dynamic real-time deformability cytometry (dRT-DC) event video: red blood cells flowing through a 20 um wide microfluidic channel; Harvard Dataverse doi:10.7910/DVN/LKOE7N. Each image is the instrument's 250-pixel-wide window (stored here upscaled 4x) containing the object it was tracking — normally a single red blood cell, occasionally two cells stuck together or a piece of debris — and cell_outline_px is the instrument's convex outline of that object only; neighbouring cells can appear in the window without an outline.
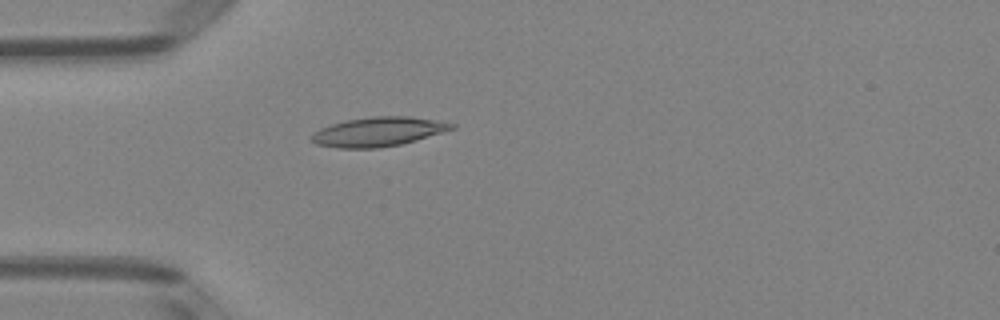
{"species": "Egyptian fruit bat (a non-hibernating species)", "species_latin": "Rousettus aegyptiacus", "temperature_condition": "room temperature", "stored_images_in_passage": 20, "camera_frame_rate_fps": 3000, "um_per_image_px": 0.085, "animal": {"sex": "female"}, "frame": {"image": 1, "passage_image": 15, "time_ms": 4.667, "image_size_px": [1000, 320], "cell_outline_px": [[456, 128], [400, 144], [376, 148], [340, 148], [316, 144], [312, 140], [312, 136], [320, 128], [332, 124], [348, 120], [372, 116], [408, 116], [456, 124]], "centroid_in_image_um": [32.14, 11.19], "position_along_channel_um": 52.9, "area_um2": 23.35}}
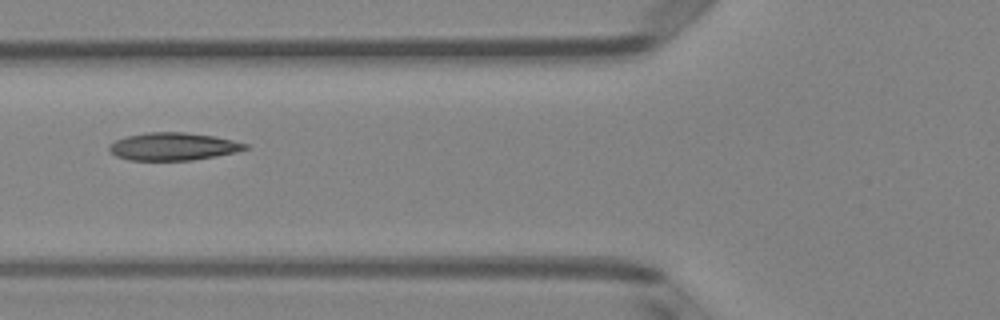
{"frame": {"image": 2, "passage_image": 20, "time_ms": 6.333, "image_size_px": [1000, 320], "cell_outline_px": [[248, 148], [236, 152], [216, 156], [192, 160], [128, 160], [116, 156], [108, 148], [108, 144], [116, 140], [128, 136], [148, 132], [184, 132], [212, 136], [232, 140], [248, 144]], "centroid_in_image_um": [14.7, 12.45], "position_along_channel_um": 111.1, "area_um2": 21.79}}